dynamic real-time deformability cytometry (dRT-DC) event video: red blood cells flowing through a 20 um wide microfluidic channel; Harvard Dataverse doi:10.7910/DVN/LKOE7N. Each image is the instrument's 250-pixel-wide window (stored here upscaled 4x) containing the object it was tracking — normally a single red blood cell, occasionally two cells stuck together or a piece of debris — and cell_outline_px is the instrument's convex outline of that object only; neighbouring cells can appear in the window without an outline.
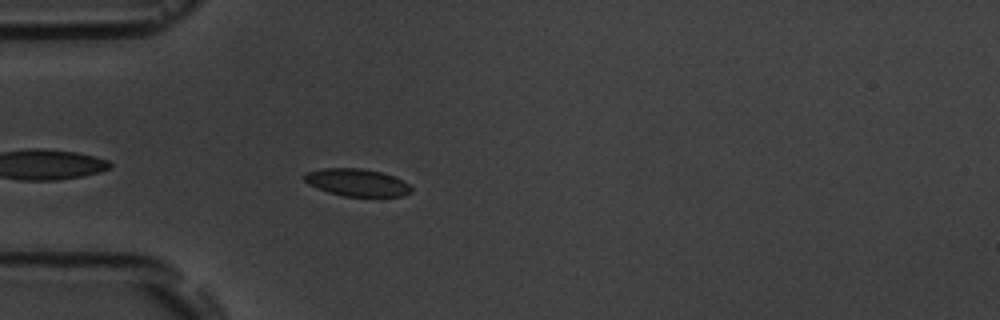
{"species": "common noctule bat (a hibernating species)", "species_latin": "Nyctalus noctula", "temperature_condition": "room temperature", "stored_images_in_passage": 5, "camera_frame_rate_fps": 3000, "um_per_image_px": 0.085, "animal": {"sex": "male", "body_mass_g": 19.5, "forearm_length_mm": 54.6}, "frame": {"image": 1, "passage_image": 5, "time_ms": 4.667, "image_size_px": [1000, 320], "cell_outline_px": [[412, 192], [404, 196], [344, 196], [328, 192], [308, 184], [304, 180], [304, 172], [324, 168], [360, 168], [380, 172], [396, 176], [408, 184], [412, 188]], "centroid_in_image_um": [30.35, 15.51], "position_along_channel_um": 54.7, "area_um2": 17.11}}